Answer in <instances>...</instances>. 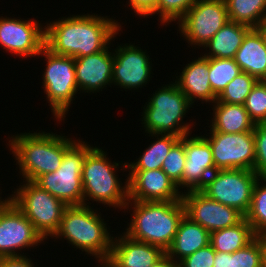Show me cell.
<instances>
[{
  "mask_svg": "<svg viewBox=\"0 0 266 267\" xmlns=\"http://www.w3.org/2000/svg\"><path fill=\"white\" fill-rule=\"evenodd\" d=\"M43 242L29 219L6 198L0 206V258L23 256L20 254L23 248L29 249Z\"/></svg>",
  "mask_w": 266,
  "mask_h": 267,
  "instance_id": "cell-13",
  "label": "cell"
},
{
  "mask_svg": "<svg viewBox=\"0 0 266 267\" xmlns=\"http://www.w3.org/2000/svg\"><path fill=\"white\" fill-rule=\"evenodd\" d=\"M89 205L67 206L63 212L58 230L51 237L64 238L76 249L94 256L98 267H102L110 257L112 240L107 223L101 212Z\"/></svg>",
  "mask_w": 266,
  "mask_h": 267,
  "instance_id": "cell-4",
  "label": "cell"
},
{
  "mask_svg": "<svg viewBox=\"0 0 266 267\" xmlns=\"http://www.w3.org/2000/svg\"><path fill=\"white\" fill-rule=\"evenodd\" d=\"M46 58V67L43 73V89L47 95L51 112L55 120L62 121L67 115L73 103V98L77 94L78 85L75 76V58L58 55L50 51L46 46L43 47L38 58Z\"/></svg>",
  "mask_w": 266,
  "mask_h": 267,
  "instance_id": "cell-9",
  "label": "cell"
},
{
  "mask_svg": "<svg viewBox=\"0 0 266 267\" xmlns=\"http://www.w3.org/2000/svg\"><path fill=\"white\" fill-rule=\"evenodd\" d=\"M257 29L260 31L262 34L265 44H266V21H264L261 25L257 27Z\"/></svg>",
  "mask_w": 266,
  "mask_h": 267,
  "instance_id": "cell-43",
  "label": "cell"
},
{
  "mask_svg": "<svg viewBox=\"0 0 266 267\" xmlns=\"http://www.w3.org/2000/svg\"><path fill=\"white\" fill-rule=\"evenodd\" d=\"M255 140L254 172L259 177H266V123L255 124L253 130Z\"/></svg>",
  "mask_w": 266,
  "mask_h": 267,
  "instance_id": "cell-36",
  "label": "cell"
},
{
  "mask_svg": "<svg viewBox=\"0 0 266 267\" xmlns=\"http://www.w3.org/2000/svg\"><path fill=\"white\" fill-rule=\"evenodd\" d=\"M122 234L113 237L110 257L102 267H152L166 254L158 246Z\"/></svg>",
  "mask_w": 266,
  "mask_h": 267,
  "instance_id": "cell-20",
  "label": "cell"
},
{
  "mask_svg": "<svg viewBox=\"0 0 266 267\" xmlns=\"http://www.w3.org/2000/svg\"><path fill=\"white\" fill-rule=\"evenodd\" d=\"M182 193L185 216L200 224L209 233L234 226L245 218L236 208L214 201L201 190Z\"/></svg>",
  "mask_w": 266,
  "mask_h": 267,
  "instance_id": "cell-14",
  "label": "cell"
},
{
  "mask_svg": "<svg viewBox=\"0 0 266 267\" xmlns=\"http://www.w3.org/2000/svg\"><path fill=\"white\" fill-rule=\"evenodd\" d=\"M258 80L246 72H240L217 97L218 102L244 104Z\"/></svg>",
  "mask_w": 266,
  "mask_h": 267,
  "instance_id": "cell-31",
  "label": "cell"
},
{
  "mask_svg": "<svg viewBox=\"0 0 266 267\" xmlns=\"http://www.w3.org/2000/svg\"><path fill=\"white\" fill-rule=\"evenodd\" d=\"M209 142L216 170L244 169L254 171L255 140L253 131L223 133L211 127Z\"/></svg>",
  "mask_w": 266,
  "mask_h": 267,
  "instance_id": "cell-12",
  "label": "cell"
},
{
  "mask_svg": "<svg viewBox=\"0 0 266 267\" xmlns=\"http://www.w3.org/2000/svg\"><path fill=\"white\" fill-rule=\"evenodd\" d=\"M255 238L260 244L262 267H266V234L255 235Z\"/></svg>",
  "mask_w": 266,
  "mask_h": 267,
  "instance_id": "cell-41",
  "label": "cell"
},
{
  "mask_svg": "<svg viewBox=\"0 0 266 267\" xmlns=\"http://www.w3.org/2000/svg\"><path fill=\"white\" fill-rule=\"evenodd\" d=\"M213 118L210 127L217 132L240 133L253 131L255 122L242 104L213 103Z\"/></svg>",
  "mask_w": 266,
  "mask_h": 267,
  "instance_id": "cell-24",
  "label": "cell"
},
{
  "mask_svg": "<svg viewBox=\"0 0 266 267\" xmlns=\"http://www.w3.org/2000/svg\"><path fill=\"white\" fill-rule=\"evenodd\" d=\"M185 136L186 162L183 172L185 191L201 190L216 171L209 142L201 135Z\"/></svg>",
  "mask_w": 266,
  "mask_h": 267,
  "instance_id": "cell-18",
  "label": "cell"
},
{
  "mask_svg": "<svg viewBox=\"0 0 266 267\" xmlns=\"http://www.w3.org/2000/svg\"><path fill=\"white\" fill-rule=\"evenodd\" d=\"M240 67L230 58H209L208 77L213 93L218 97L239 73Z\"/></svg>",
  "mask_w": 266,
  "mask_h": 267,
  "instance_id": "cell-29",
  "label": "cell"
},
{
  "mask_svg": "<svg viewBox=\"0 0 266 267\" xmlns=\"http://www.w3.org/2000/svg\"><path fill=\"white\" fill-rule=\"evenodd\" d=\"M158 89L143 107L141 121L145 132L172 134L180 138L191 135L193 123H184L182 120L189 108L195 104L189 101L174 80Z\"/></svg>",
  "mask_w": 266,
  "mask_h": 267,
  "instance_id": "cell-6",
  "label": "cell"
},
{
  "mask_svg": "<svg viewBox=\"0 0 266 267\" xmlns=\"http://www.w3.org/2000/svg\"><path fill=\"white\" fill-rule=\"evenodd\" d=\"M161 135V136H160ZM151 137H157L146 150L143 151L142 155L131 163H122L121 169L124 168L129 171H145L161 169L164 160L168 156V153L172 146L180 139V137L172 134H151Z\"/></svg>",
  "mask_w": 266,
  "mask_h": 267,
  "instance_id": "cell-26",
  "label": "cell"
},
{
  "mask_svg": "<svg viewBox=\"0 0 266 267\" xmlns=\"http://www.w3.org/2000/svg\"><path fill=\"white\" fill-rule=\"evenodd\" d=\"M128 201H178L181 191L162 169L129 171Z\"/></svg>",
  "mask_w": 266,
  "mask_h": 267,
  "instance_id": "cell-17",
  "label": "cell"
},
{
  "mask_svg": "<svg viewBox=\"0 0 266 267\" xmlns=\"http://www.w3.org/2000/svg\"><path fill=\"white\" fill-rule=\"evenodd\" d=\"M67 137L44 131L11 136L7 145L17 160L23 180L34 182L43 174L57 171L65 151L76 141Z\"/></svg>",
  "mask_w": 266,
  "mask_h": 267,
  "instance_id": "cell-3",
  "label": "cell"
},
{
  "mask_svg": "<svg viewBox=\"0 0 266 267\" xmlns=\"http://www.w3.org/2000/svg\"><path fill=\"white\" fill-rule=\"evenodd\" d=\"M185 162V136H183L172 146L161 168L177 184L179 190L183 189Z\"/></svg>",
  "mask_w": 266,
  "mask_h": 267,
  "instance_id": "cell-32",
  "label": "cell"
},
{
  "mask_svg": "<svg viewBox=\"0 0 266 267\" xmlns=\"http://www.w3.org/2000/svg\"><path fill=\"white\" fill-rule=\"evenodd\" d=\"M152 267H179V263L171 259L167 254H165Z\"/></svg>",
  "mask_w": 266,
  "mask_h": 267,
  "instance_id": "cell-42",
  "label": "cell"
},
{
  "mask_svg": "<svg viewBox=\"0 0 266 267\" xmlns=\"http://www.w3.org/2000/svg\"><path fill=\"white\" fill-rule=\"evenodd\" d=\"M208 244H210V233L200 224L191 221L184 215L166 254L179 263L185 257L192 255Z\"/></svg>",
  "mask_w": 266,
  "mask_h": 267,
  "instance_id": "cell-23",
  "label": "cell"
},
{
  "mask_svg": "<svg viewBox=\"0 0 266 267\" xmlns=\"http://www.w3.org/2000/svg\"><path fill=\"white\" fill-rule=\"evenodd\" d=\"M259 176L253 170H216L207 179L201 191L209 198L236 208L246 215L252 202V193Z\"/></svg>",
  "mask_w": 266,
  "mask_h": 267,
  "instance_id": "cell-10",
  "label": "cell"
},
{
  "mask_svg": "<svg viewBox=\"0 0 266 267\" xmlns=\"http://www.w3.org/2000/svg\"><path fill=\"white\" fill-rule=\"evenodd\" d=\"M229 21L257 28L266 21V0H225Z\"/></svg>",
  "mask_w": 266,
  "mask_h": 267,
  "instance_id": "cell-28",
  "label": "cell"
},
{
  "mask_svg": "<svg viewBox=\"0 0 266 267\" xmlns=\"http://www.w3.org/2000/svg\"><path fill=\"white\" fill-rule=\"evenodd\" d=\"M112 83L123 89L136 90L144 87L152 78L151 58L140 47L125 44L113 50ZM151 77V78H150ZM144 85V86H143Z\"/></svg>",
  "mask_w": 266,
  "mask_h": 267,
  "instance_id": "cell-16",
  "label": "cell"
},
{
  "mask_svg": "<svg viewBox=\"0 0 266 267\" xmlns=\"http://www.w3.org/2000/svg\"><path fill=\"white\" fill-rule=\"evenodd\" d=\"M62 18L45 25V46L55 54L73 58L103 51L122 28L112 17L98 14Z\"/></svg>",
  "mask_w": 266,
  "mask_h": 267,
  "instance_id": "cell-1",
  "label": "cell"
},
{
  "mask_svg": "<svg viewBox=\"0 0 266 267\" xmlns=\"http://www.w3.org/2000/svg\"><path fill=\"white\" fill-rule=\"evenodd\" d=\"M243 105L255 124L266 123V81L256 83Z\"/></svg>",
  "mask_w": 266,
  "mask_h": 267,
  "instance_id": "cell-33",
  "label": "cell"
},
{
  "mask_svg": "<svg viewBox=\"0 0 266 267\" xmlns=\"http://www.w3.org/2000/svg\"><path fill=\"white\" fill-rule=\"evenodd\" d=\"M106 153L100 147L95 146L86 154L81 174L84 205L89 204L90 202L86 201L90 199L93 202L107 204L109 207L118 209L122 208L125 211L129 200L128 179H125L126 182L123 186L116 175L120 162L112 163L106 157Z\"/></svg>",
  "mask_w": 266,
  "mask_h": 267,
  "instance_id": "cell-5",
  "label": "cell"
},
{
  "mask_svg": "<svg viewBox=\"0 0 266 267\" xmlns=\"http://www.w3.org/2000/svg\"><path fill=\"white\" fill-rule=\"evenodd\" d=\"M129 207L133 210L131 214L133 217L124 233L134 240L158 246L166 252L170 248L178 225L185 215L182 200L128 201L125 209H130Z\"/></svg>",
  "mask_w": 266,
  "mask_h": 267,
  "instance_id": "cell-2",
  "label": "cell"
},
{
  "mask_svg": "<svg viewBox=\"0 0 266 267\" xmlns=\"http://www.w3.org/2000/svg\"><path fill=\"white\" fill-rule=\"evenodd\" d=\"M215 250L211 244L203 247L179 262V267H213Z\"/></svg>",
  "mask_w": 266,
  "mask_h": 267,
  "instance_id": "cell-37",
  "label": "cell"
},
{
  "mask_svg": "<svg viewBox=\"0 0 266 267\" xmlns=\"http://www.w3.org/2000/svg\"><path fill=\"white\" fill-rule=\"evenodd\" d=\"M0 267H34L31 258L26 255L0 258Z\"/></svg>",
  "mask_w": 266,
  "mask_h": 267,
  "instance_id": "cell-39",
  "label": "cell"
},
{
  "mask_svg": "<svg viewBox=\"0 0 266 267\" xmlns=\"http://www.w3.org/2000/svg\"><path fill=\"white\" fill-rule=\"evenodd\" d=\"M8 198L29 219L35 230L47 240L58 230L67 205L40 188L33 181L23 180Z\"/></svg>",
  "mask_w": 266,
  "mask_h": 267,
  "instance_id": "cell-8",
  "label": "cell"
},
{
  "mask_svg": "<svg viewBox=\"0 0 266 267\" xmlns=\"http://www.w3.org/2000/svg\"><path fill=\"white\" fill-rule=\"evenodd\" d=\"M245 218L255 235L266 234V177H259L255 183L251 206Z\"/></svg>",
  "mask_w": 266,
  "mask_h": 267,
  "instance_id": "cell-30",
  "label": "cell"
},
{
  "mask_svg": "<svg viewBox=\"0 0 266 267\" xmlns=\"http://www.w3.org/2000/svg\"><path fill=\"white\" fill-rule=\"evenodd\" d=\"M131 10L139 15V17H148L153 15L158 8L159 0H129L128 1Z\"/></svg>",
  "mask_w": 266,
  "mask_h": 267,
  "instance_id": "cell-38",
  "label": "cell"
},
{
  "mask_svg": "<svg viewBox=\"0 0 266 267\" xmlns=\"http://www.w3.org/2000/svg\"><path fill=\"white\" fill-rule=\"evenodd\" d=\"M196 0H159L155 14H159L158 20L162 25H169L170 22L179 21L188 10L195 4ZM167 23V24H166Z\"/></svg>",
  "mask_w": 266,
  "mask_h": 267,
  "instance_id": "cell-34",
  "label": "cell"
},
{
  "mask_svg": "<svg viewBox=\"0 0 266 267\" xmlns=\"http://www.w3.org/2000/svg\"><path fill=\"white\" fill-rule=\"evenodd\" d=\"M108 48L109 45L101 52L75 58L76 82L82 93H96L113 85L114 57Z\"/></svg>",
  "mask_w": 266,
  "mask_h": 267,
  "instance_id": "cell-19",
  "label": "cell"
},
{
  "mask_svg": "<svg viewBox=\"0 0 266 267\" xmlns=\"http://www.w3.org/2000/svg\"><path fill=\"white\" fill-rule=\"evenodd\" d=\"M233 59L242 72L258 81H266V44L257 28H252L246 34Z\"/></svg>",
  "mask_w": 266,
  "mask_h": 267,
  "instance_id": "cell-22",
  "label": "cell"
},
{
  "mask_svg": "<svg viewBox=\"0 0 266 267\" xmlns=\"http://www.w3.org/2000/svg\"><path fill=\"white\" fill-rule=\"evenodd\" d=\"M0 46L12 55L35 57L45 46V26L39 20L0 17Z\"/></svg>",
  "mask_w": 266,
  "mask_h": 267,
  "instance_id": "cell-15",
  "label": "cell"
},
{
  "mask_svg": "<svg viewBox=\"0 0 266 267\" xmlns=\"http://www.w3.org/2000/svg\"><path fill=\"white\" fill-rule=\"evenodd\" d=\"M228 22L225 0H196L177 24L189 45L204 47Z\"/></svg>",
  "mask_w": 266,
  "mask_h": 267,
  "instance_id": "cell-11",
  "label": "cell"
},
{
  "mask_svg": "<svg viewBox=\"0 0 266 267\" xmlns=\"http://www.w3.org/2000/svg\"><path fill=\"white\" fill-rule=\"evenodd\" d=\"M252 28L244 24L229 21L225 24L203 47L209 48V52L203 56L206 58H230L233 59L244 37Z\"/></svg>",
  "mask_w": 266,
  "mask_h": 267,
  "instance_id": "cell-25",
  "label": "cell"
},
{
  "mask_svg": "<svg viewBox=\"0 0 266 267\" xmlns=\"http://www.w3.org/2000/svg\"><path fill=\"white\" fill-rule=\"evenodd\" d=\"M213 267H229V253L215 252Z\"/></svg>",
  "mask_w": 266,
  "mask_h": 267,
  "instance_id": "cell-40",
  "label": "cell"
},
{
  "mask_svg": "<svg viewBox=\"0 0 266 267\" xmlns=\"http://www.w3.org/2000/svg\"><path fill=\"white\" fill-rule=\"evenodd\" d=\"M255 238L251 225L244 218L240 223L210 233V244L216 252L234 253Z\"/></svg>",
  "mask_w": 266,
  "mask_h": 267,
  "instance_id": "cell-27",
  "label": "cell"
},
{
  "mask_svg": "<svg viewBox=\"0 0 266 267\" xmlns=\"http://www.w3.org/2000/svg\"><path fill=\"white\" fill-rule=\"evenodd\" d=\"M208 70L209 58L202 55L186 64L180 75L176 76L175 83L192 104L197 98L201 102L205 101L209 104L217 100V96L211 88Z\"/></svg>",
  "mask_w": 266,
  "mask_h": 267,
  "instance_id": "cell-21",
  "label": "cell"
},
{
  "mask_svg": "<svg viewBox=\"0 0 266 267\" xmlns=\"http://www.w3.org/2000/svg\"><path fill=\"white\" fill-rule=\"evenodd\" d=\"M93 148L76 140L66 151L57 171L39 176L34 183L67 206L84 205L82 169L86 154Z\"/></svg>",
  "mask_w": 266,
  "mask_h": 267,
  "instance_id": "cell-7",
  "label": "cell"
},
{
  "mask_svg": "<svg viewBox=\"0 0 266 267\" xmlns=\"http://www.w3.org/2000/svg\"><path fill=\"white\" fill-rule=\"evenodd\" d=\"M229 267H262L259 241L254 238L242 249L229 253Z\"/></svg>",
  "mask_w": 266,
  "mask_h": 267,
  "instance_id": "cell-35",
  "label": "cell"
},
{
  "mask_svg": "<svg viewBox=\"0 0 266 267\" xmlns=\"http://www.w3.org/2000/svg\"><path fill=\"white\" fill-rule=\"evenodd\" d=\"M0 194H1V193H0ZM1 198H2V197H0V206L6 201V199H5V200H4V199L2 200Z\"/></svg>",
  "mask_w": 266,
  "mask_h": 267,
  "instance_id": "cell-44",
  "label": "cell"
}]
</instances>
